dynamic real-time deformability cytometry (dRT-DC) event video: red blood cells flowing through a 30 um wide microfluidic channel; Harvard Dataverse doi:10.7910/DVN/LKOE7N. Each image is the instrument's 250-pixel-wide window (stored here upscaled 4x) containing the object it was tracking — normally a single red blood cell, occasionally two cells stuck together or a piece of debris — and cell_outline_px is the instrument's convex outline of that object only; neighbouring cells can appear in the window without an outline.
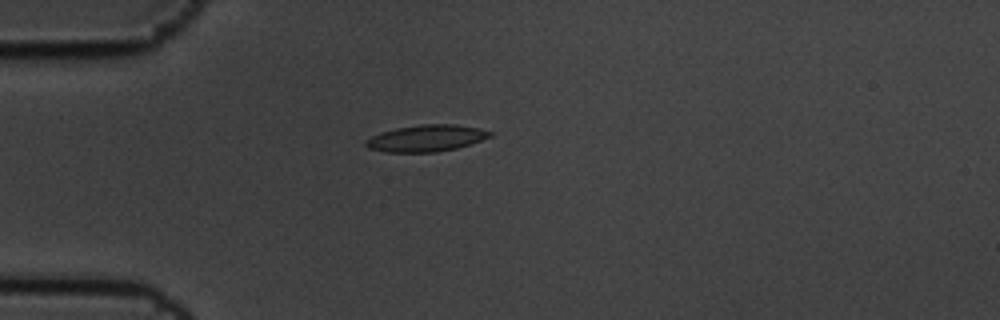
{"species": "common noctule bat (a hibernating species)", "species_latin": "Nyctalus noctula", "temperature_condition": "cold", "stored_images_in_passage": 1, "camera_frame_rate_fps": 3000, "um_per_image_px": 0.085, "animal": {"sex": "male", "body_mass_g": 19.5, "forearm_length_mm": 54.6}, "frame": {"image": 1, "passage_image": 1, "time_ms": 0.0, "image_size_px": [1000, 320], "cell_outline_px": [[496, 132], [492, 136], [456, 148], [436, 152], [384, 152], [368, 148], [364, 144], [364, 140], [380, 132], [396, 128], [420, 124], [456, 124], [480, 128]], "centroid_in_image_um": [36.23, 11.74], "position_along_channel_um": 48.8, "area_um2": 19.42}}